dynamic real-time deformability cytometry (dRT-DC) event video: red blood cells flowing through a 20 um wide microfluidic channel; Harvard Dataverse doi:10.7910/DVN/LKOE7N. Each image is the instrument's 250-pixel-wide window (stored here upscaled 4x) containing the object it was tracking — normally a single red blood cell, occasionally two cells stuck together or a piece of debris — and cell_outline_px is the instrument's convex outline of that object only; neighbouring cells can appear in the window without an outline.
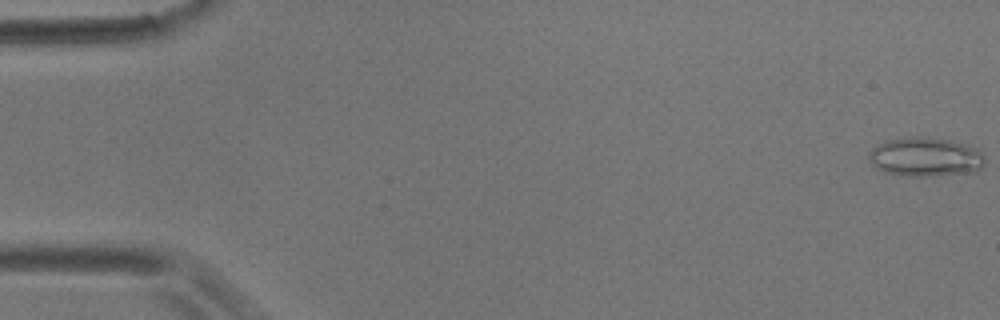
{"species": "common noctule bat (a hibernating species)", "species_latin": "Nyctalus noctula", "temperature_condition": "room temperature", "stored_images_in_passage": 7, "camera_frame_rate_fps": 3000, "um_per_image_px": 0.085, "animal": {"sex": "male", "body_mass_g": 17.9}, "frame": {"image": 1, "passage_image": 1, "time_ms": 0.0, "image_size_px": [1000, 320], "cell_outline_px": [[984, 164], [976, 172], [936, 176], [908, 176], [884, 172], [876, 168], [868, 160], [868, 152], [872, 148], [888, 140], [908, 136], [928, 136], [952, 140], [976, 148], [984, 156]], "centroid_in_image_um": [78.66, 13.34], "position_along_channel_um": 6.3, "area_um2": 26.82}}
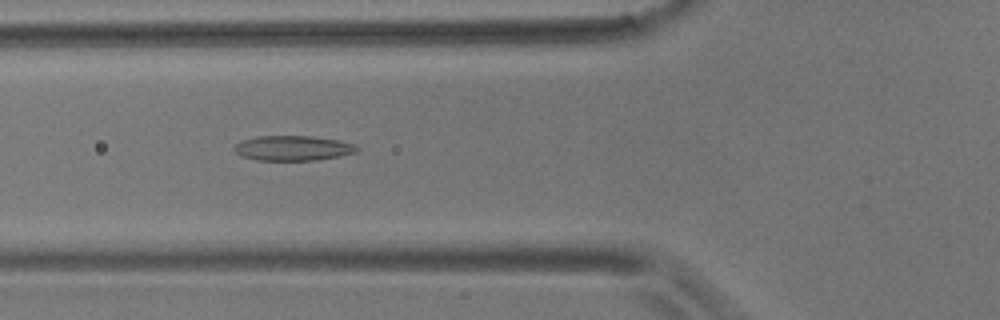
{"frame": {"image": 2, "passage_image": 6, "time_ms": 6.667, "image_size_px": [1000, 320], "cell_outline_px": [[360, 148], [356, 152], [340, 156], [316, 160], [256, 160], [240, 156], [232, 148], [236, 144], [244, 140], [256, 136], [312, 136], [340, 140], [356, 144]], "centroid_in_image_um": [24.92, 12.59], "position_along_channel_um": 100.9, "area_um2": 17.98}}
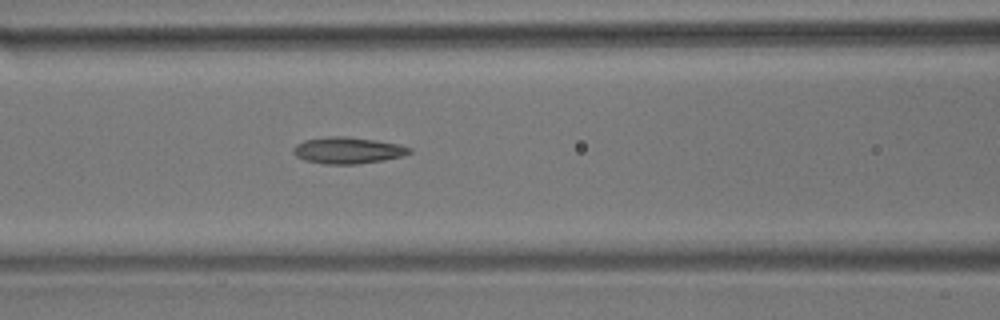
{"frame": {"image": 3, "passage_image": 7, "time_ms": 7.667, "image_size_px": [1000, 320], "cell_outline_px": [[412, 152], [404, 156], [384, 160], [356, 164], [324, 164], [304, 160], [296, 156], [292, 152], [292, 148], [296, 144], [304, 140], [328, 136], [348, 136], [376, 140], [396, 144], [412, 148]], "centroid_in_image_um": [29.54, 12.78], "position_along_channel_um": 137.1, "area_um2": 18.09}}